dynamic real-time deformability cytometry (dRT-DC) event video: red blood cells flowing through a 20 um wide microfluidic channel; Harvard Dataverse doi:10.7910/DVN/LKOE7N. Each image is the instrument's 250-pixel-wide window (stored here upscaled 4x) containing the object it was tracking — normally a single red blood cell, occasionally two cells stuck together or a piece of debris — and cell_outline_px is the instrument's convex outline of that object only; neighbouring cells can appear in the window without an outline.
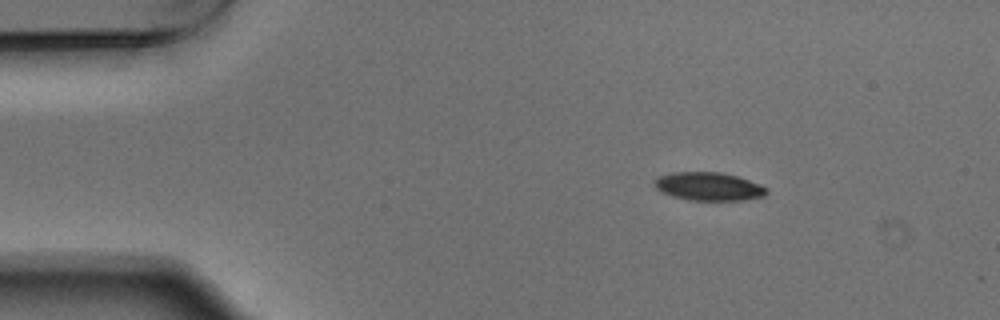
{"species": "Egyptian fruit bat (a non-hibernating species)", "species_latin": "Rousettus aegyptiacus", "temperature_condition": "warm", "stored_images_in_passage": 4, "camera_frame_rate_fps": 3000, "um_per_image_px": 0.085, "animal": {"sex": "male"}, "frame": {"image": 1, "passage_image": 2, "time_ms": 0.333, "image_size_px": [1000, 320], "cell_outline_px": [[768, 192], [764, 196], [744, 200], [688, 200], [672, 196], [660, 192], [652, 184], [656, 176], [672, 172], [720, 172], [736, 176], [760, 184], [768, 188]], "centroid_in_image_um": [60.19, 15.84], "position_along_channel_um": 24.8, "area_um2": 18.67}}